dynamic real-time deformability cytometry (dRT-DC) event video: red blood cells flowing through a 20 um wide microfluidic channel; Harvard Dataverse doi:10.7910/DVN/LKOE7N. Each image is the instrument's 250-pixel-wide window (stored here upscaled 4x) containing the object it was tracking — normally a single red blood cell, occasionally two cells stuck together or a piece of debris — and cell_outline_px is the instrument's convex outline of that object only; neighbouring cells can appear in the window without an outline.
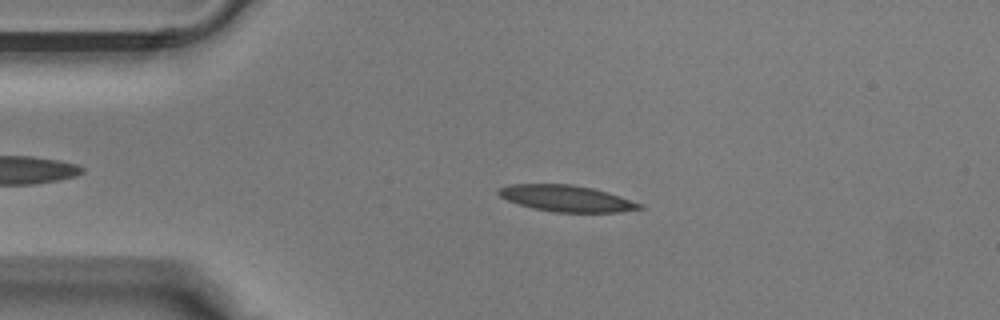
{"species": "Egyptian fruit bat (a non-hibernating species)", "species_latin": "Rousettus aegyptiacus", "temperature_condition": "warm", "stored_images_in_passage": 37, "camera_frame_rate_fps": 3000, "um_per_image_px": 0.085, "animal": {"sex": "male"}, "frame": {"image": 1, "passage_image": 7, "time_ms": 2.0, "image_size_px": [1000, 320], "cell_outline_px": [[644, 208], [620, 212], [556, 212], [532, 208], [508, 200], [500, 196], [496, 192], [500, 188], [512, 184], [572, 184], [592, 188], [608, 192], [644, 204]], "centroid_in_image_um": [48.2, 16.86], "position_along_channel_um": 36.8, "area_um2": 21.56}}
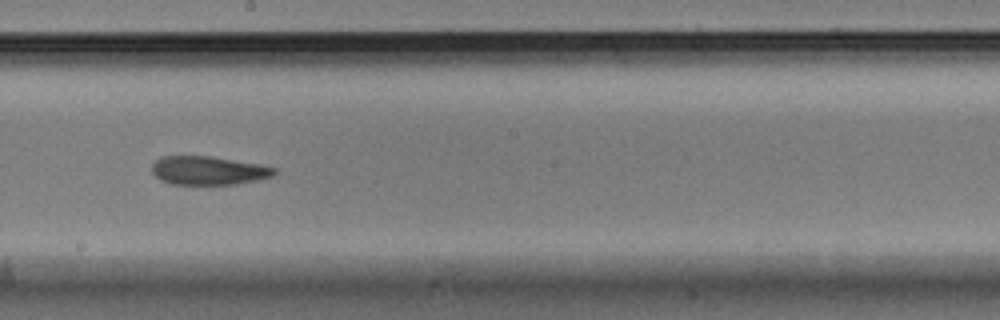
{"frame": {"image": 2, "passage_image": 20, "time_ms": 6.333, "image_size_px": [1000, 320], "cell_outline_px": [[276, 172], [272, 176], [256, 180], [236, 184], [172, 184], [160, 180], [152, 172], [152, 164], [160, 156], [212, 156], [260, 164], [276, 168]], "centroid_in_image_um": [17.7, 14.48], "position_along_channel_um": 230.5, "area_um2": 20.4}}
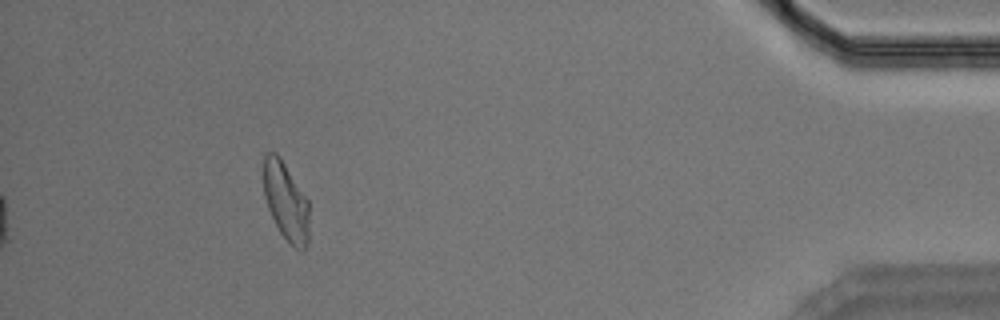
{"frame": {"image": 3, "passage_image": 34, "time_ms": 11.0, "image_size_px": [1000, 320], "cell_outline_px": [[308, 244], [304, 248], [296, 248], [280, 232], [268, 208], [264, 196], [264, 156], [268, 152], [276, 152], [280, 156], [308, 200]], "centroid_in_image_um": [24.29, 17.07], "position_along_channel_um": 410.9, "area_um2": 20.4}}